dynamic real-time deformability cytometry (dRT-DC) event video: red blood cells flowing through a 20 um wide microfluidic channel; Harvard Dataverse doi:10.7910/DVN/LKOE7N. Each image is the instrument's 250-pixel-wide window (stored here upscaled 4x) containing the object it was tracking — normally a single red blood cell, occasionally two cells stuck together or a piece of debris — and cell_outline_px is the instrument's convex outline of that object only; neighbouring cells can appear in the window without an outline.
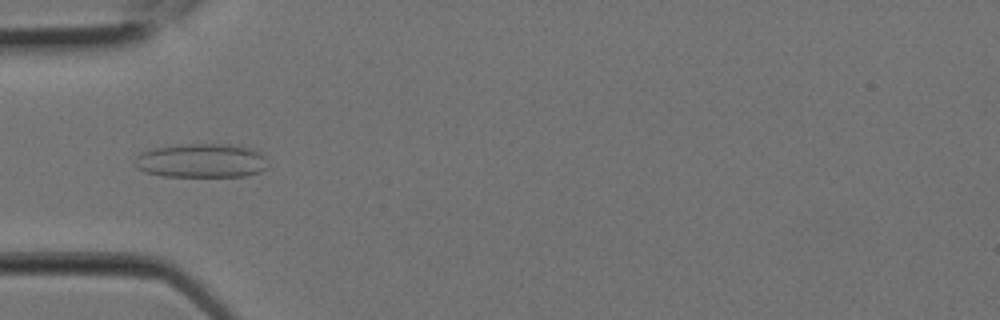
{"species": "Egyptian fruit bat (a non-hibernating species)", "species_latin": "Rousettus aegyptiacus", "temperature_condition": "room temperature", "stored_images_in_passage": 8, "camera_frame_rate_fps": 3000, "um_per_image_px": 0.085, "animal": {"sex": "female"}, "frame": {"image": 1, "passage_image": 7, "time_ms": 2.0, "image_size_px": [1000, 320], "cell_outline_px": [[268, 164], [260, 172], [244, 176], [164, 176], [144, 172], [136, 168], [132, 160], [140, 152], [156, 148], [176, 144], [228, 144], [248, 148], [260, 152], [264, 156]], "centroid_in_image_um": [17.06, 13.65], "position_along_channel_um": 67.9, "area_um2": 26.53}}